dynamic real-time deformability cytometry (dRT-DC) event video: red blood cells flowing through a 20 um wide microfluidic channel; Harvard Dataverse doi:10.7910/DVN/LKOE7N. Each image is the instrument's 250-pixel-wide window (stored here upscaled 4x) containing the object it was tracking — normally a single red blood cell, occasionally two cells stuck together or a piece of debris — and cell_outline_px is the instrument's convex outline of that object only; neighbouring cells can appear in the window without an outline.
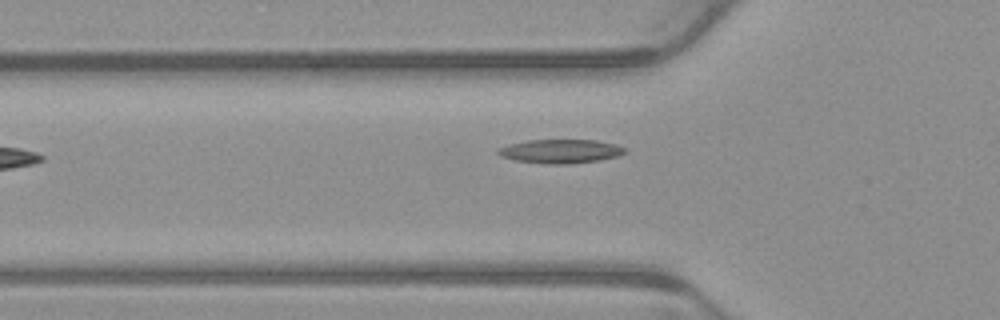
{"species": "common noctule bat (a hibernating species)", "species_latin": "Nyctalus noctula", "temperature_condition": "warm", "stored_images_in_passage": 7, "camera_frame_rate_fps": 3000, "um_per_image_px": 0.085, "animal": {"sex": "male", "body_mass_g": 23.1, "forearm_length_mm": 52.7}, "frame": {"image": 1, "passage_image": 6, "time_ms": 1.667, "image_size_px": [1000, 320], "cell_outline_px": [[628, 152], [616, 156], [600, 160], [572, 164], [548, 164], [512, 160], [500, 156], [496, 152], [496, 148], [508, 144], [528, 140], [596, 140], [616, 144], [628, 148]], "centroid_in_image_um": [47.63, 12.86], "position_along_channel_um": 78.2, "area_um2": 17.98}}
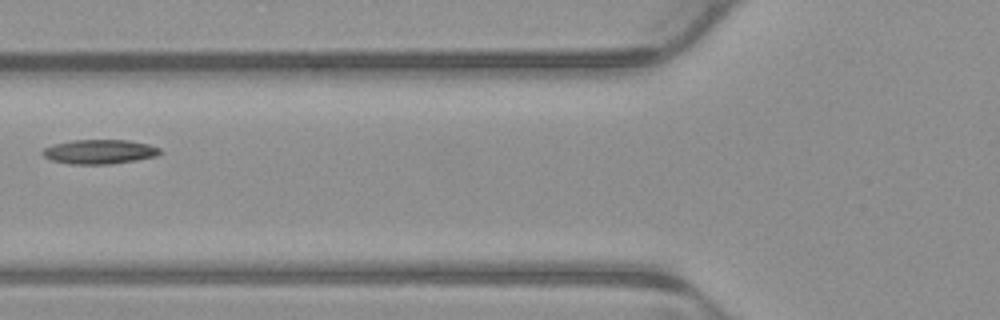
{"frame": {"image": 2, "passage_image": 7, "time_ms": 2.0, "image_size_px": [1000, 320], "cell_outline_px": [[164, 152], [156, 156], [136, 160], [112, 164], [68, 164], [52, 160], [44, 156], [40, 152], [44, 148], [52, 144], [72, 140], [128, 140], [148, 144], [160, 148]], "centroid_in_image_um": [8.45, 12.89], "position_along_channel_um": 117.3, "area_um2": 16.82}}